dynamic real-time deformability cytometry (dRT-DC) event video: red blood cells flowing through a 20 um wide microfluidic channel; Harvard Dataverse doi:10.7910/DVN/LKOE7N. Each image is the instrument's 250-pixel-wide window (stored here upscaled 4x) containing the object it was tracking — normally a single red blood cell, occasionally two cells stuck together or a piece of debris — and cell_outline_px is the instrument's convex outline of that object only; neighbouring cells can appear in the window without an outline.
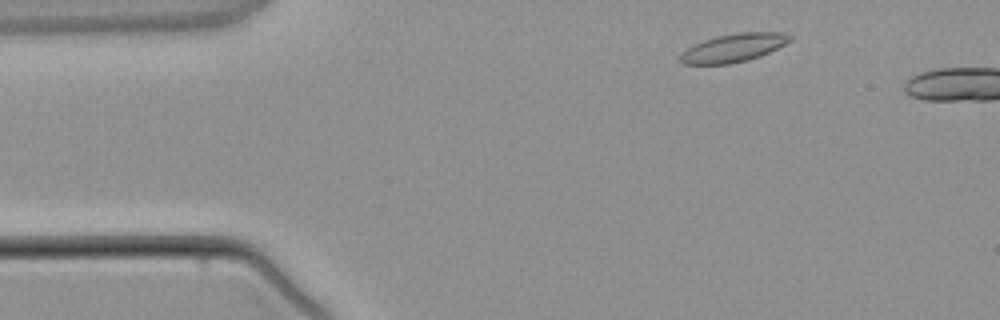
{"species": "common noctule bat (a hibernating species)", "species_latin": "Nyctalus noctula", "temperature_condition": "warm", "stored_images_in_passage": 2, "camera_frame_rate_fps": 3000, "um_per_image_px": 0.085, "animal": {"sex": "male", "body_mass_g": 21.5, "forearm_length_mm": 52.0}, "frame": {"image": 1, "passage_image": 1, "time_ms": 0.0, "image_size_px": [1000, 320], "cell_outline_px": [[792, 40], [760, 56], [748, 60], [728, 64], [684, 64], [680, 60], [680, 52], [704, 40], [716, 36], [736, 32], [784, 32], [792, 36]], "centroid_in_image_um": [62.35, 4.05], "position_along_channel_um": 22.6, "area_um2": 17.98}}